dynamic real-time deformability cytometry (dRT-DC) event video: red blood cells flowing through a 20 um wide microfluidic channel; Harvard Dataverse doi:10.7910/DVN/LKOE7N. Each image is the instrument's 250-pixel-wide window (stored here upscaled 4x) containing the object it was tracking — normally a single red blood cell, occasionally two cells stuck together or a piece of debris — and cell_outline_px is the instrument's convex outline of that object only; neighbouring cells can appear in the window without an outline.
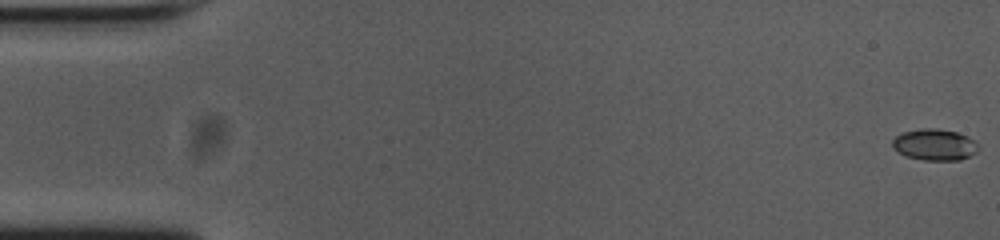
{"species": "common noctule bat (a hibernating species)", "species_latin": "Nyctalus noctula", "temperature_condition": "cold", "stored_images_in_passage": 14, "camera_frame_rate_fps": 3000, "um_per_image_px": 0.085, "animal": {"sex": "female", "body_mass_g": 23.0, "forearm_length_mm": 53.4}, "frame": {"image": 1, "passage_image": 1, "time_ms": 0.0, "image_size_px": [1000, 240], "cell_outline_px": [[980, 148], [976, 152], [960, 160], [924, 160], [904, 156], [892, 148], [892, 140], [896, 136], [904, 132], [924, 128], [936, 128], [956, 132], [968, 136], [976, 140]], "centroid_in_image_um": [79.45, 12.3], "position_along_channel_um": 5.5, "area_um2": 15.84}}
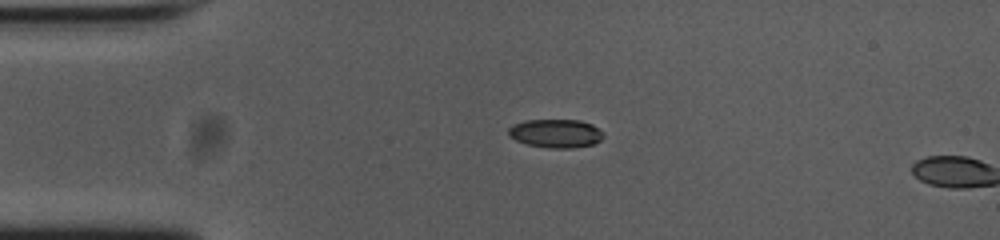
{"frame": {"image": 2, "passage_image": 13, "time_ms": 4.0, "image_size_px": [1000, 240], "cell_outline_px": [[604, 136], [600, 140], [592, 144], [572, 148], [552, 148], [528, 144], [516, 140], [508, 136], [508, 128], [512, 124], [524, 120], [580, 120], [592, 124], [604, 132]], "centroid_in_image_um": [47.23, 11.32], "position_along_channel_um": 37.8, "area_um2": 15.84}}